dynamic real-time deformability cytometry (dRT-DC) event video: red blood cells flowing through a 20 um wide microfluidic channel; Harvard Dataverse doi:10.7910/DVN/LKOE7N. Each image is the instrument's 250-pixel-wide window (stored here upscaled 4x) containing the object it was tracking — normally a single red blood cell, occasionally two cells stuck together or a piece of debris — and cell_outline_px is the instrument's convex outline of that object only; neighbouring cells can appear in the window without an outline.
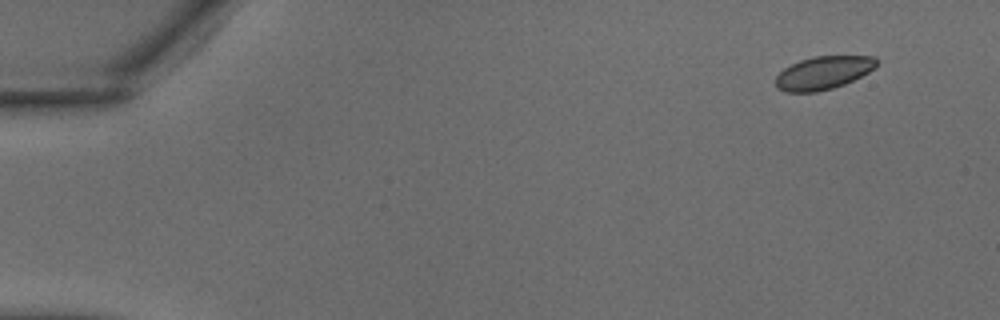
{"species": "common noctule bat (a hibernating species)", "species_latin": "Nyctalus noctula", "temperature_condition": "warm", "stored_images_in_passage": 36, "camera_frame_rate_fps": 3000, "um_per_image_px": 0.085, "animal": {"sex": "male", "body_mass_g": 18.8}, "frame": {"image": 1, "passage_image": 1, "time_ms": 0.0, "image_size_px": [1000, 320], "cell_outline_px": [[876, 68], [844, 84], [832, 88], [816, 92], [784, 92], [776, 88], [776, 76], [784, 68], [800, 60], [812, 56], [876, 56]], "centroid_in_image_um": [69.96, 6.19], "position_along_channel_um": 15.0, "area_um2": 19.42}}
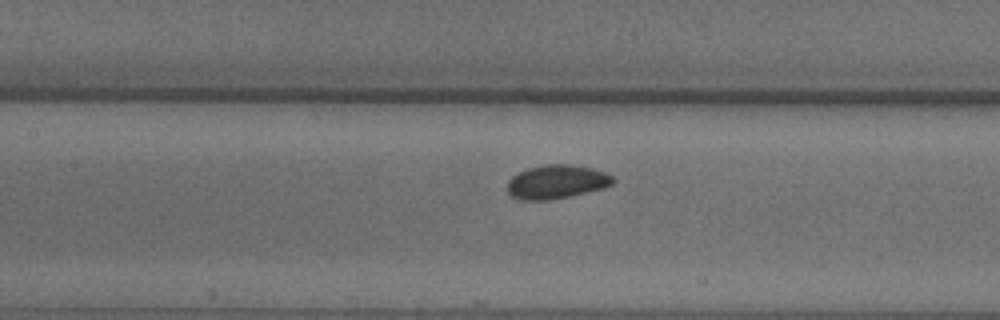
{"frame": {"image": 2, "passage_image": 16, "time_ms": 5.0, "image_size_px": [1000, 320], "cell_outline_px": [[616, 180], [612, 184], [604, 188], [568, 196], [548, 200], [520, 200], [512, 196], [508, 192], [508, 180], [512, 176], [528, 168], [544, 164], [568, 164], [592, 168], [604, 172], [612, 176]], "centroid_in_image_um": [47.31, 15.45], "position_along_channel_um": 160.1, "area_um2": 20.69}}
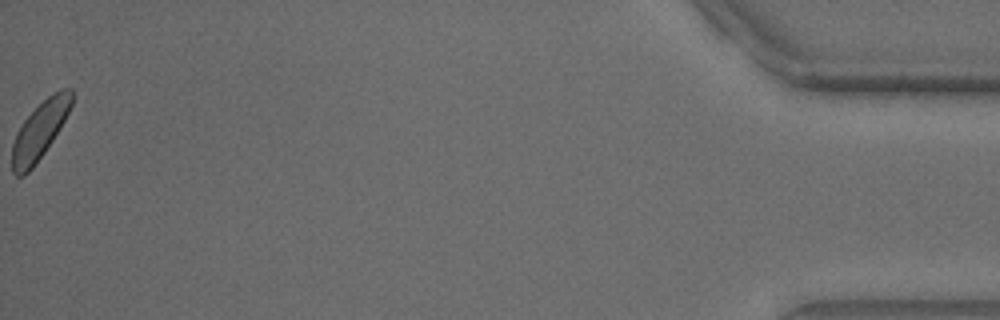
{"frame": {"image": 3, "passage_image": 36, "time_ms": 11.667, "image_size_px": [1000, 320], "cell_outline_px": [[72, 104], [60, 128], [44, 152], [32, 168], [24, 176], [16, 176], [12, 172], [12, 144], [24, 120], [48, 96], [60, 88], [72, 88]], "centroid_in_image_um": [3.38, 11.1], "position_along_channel_um": 431.8, "area_um2": 19.48}}